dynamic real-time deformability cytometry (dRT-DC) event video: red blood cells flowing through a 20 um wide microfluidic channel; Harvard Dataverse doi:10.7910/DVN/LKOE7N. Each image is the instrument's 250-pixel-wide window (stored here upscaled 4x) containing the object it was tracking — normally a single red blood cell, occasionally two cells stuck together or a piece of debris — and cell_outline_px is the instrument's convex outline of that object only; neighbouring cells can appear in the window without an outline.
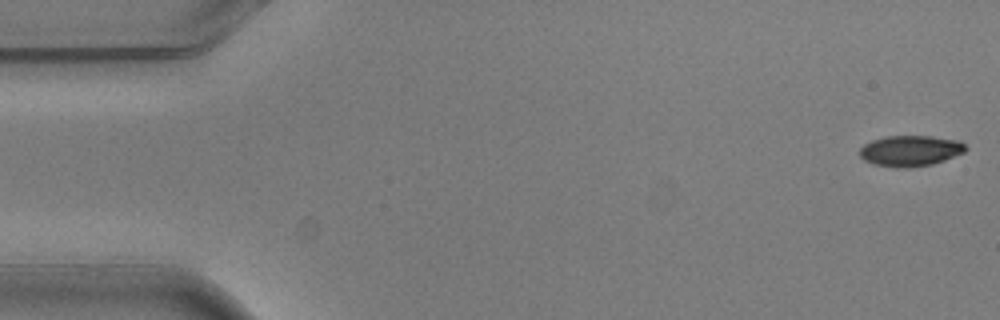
{"species": "common noctule bat (a hibernating species)", "species_latin": "Nyctalus noctula", "temperature_condition": "warm", "stored_images_in_passage": 5, "camera_frame_rate_fps": 3000, "um_per_image_px": 0.085, "animal": {"sex": "male", "body_mass_g": 20.5, "forearm_length_mm": 52.5}, "frame": {"image": 1, "passage_image": 1, "time_ms": 0.0, "image_size_px": [1000, 320], "cell_outline_px": [[968, 148], [964, 152], [944, 160], [932, 164], [908, 168], [896, 168], [872, 164], [864, 160], [860, 156], [860, 148], [864, 144], [872, 140], [884, 136], [932, 136], [960, 140]], "centroid_in_image_um": [77.37, 12.82], "position_along_channel_um": 7.6, "area_um2": 19.19}}
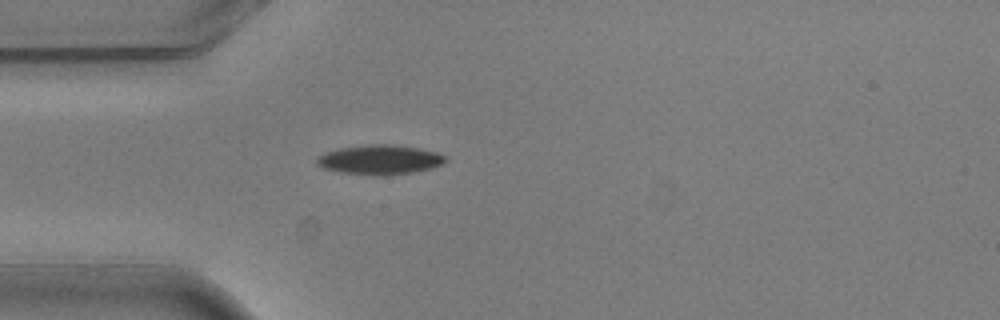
{"frame": {"image": 2, "passage_image": 5, "time_ms": 1.333, "image_size_px": [1000, 320], "cell_outline_px": [[448, 160], [444, 164], [432, 168], [412, 172], [384, 176], [376, 176], [340, 172], [324, 168], [316, 164], [316, 156], [324, 152], [340, 148], [368, 144], [392, 144], [416, 148], [436, 152], [448, 156]], "centroid_in_image_um": [32.29, 13.58], "position_along_channel_um": 52.7, "area_um2": 22.43}}